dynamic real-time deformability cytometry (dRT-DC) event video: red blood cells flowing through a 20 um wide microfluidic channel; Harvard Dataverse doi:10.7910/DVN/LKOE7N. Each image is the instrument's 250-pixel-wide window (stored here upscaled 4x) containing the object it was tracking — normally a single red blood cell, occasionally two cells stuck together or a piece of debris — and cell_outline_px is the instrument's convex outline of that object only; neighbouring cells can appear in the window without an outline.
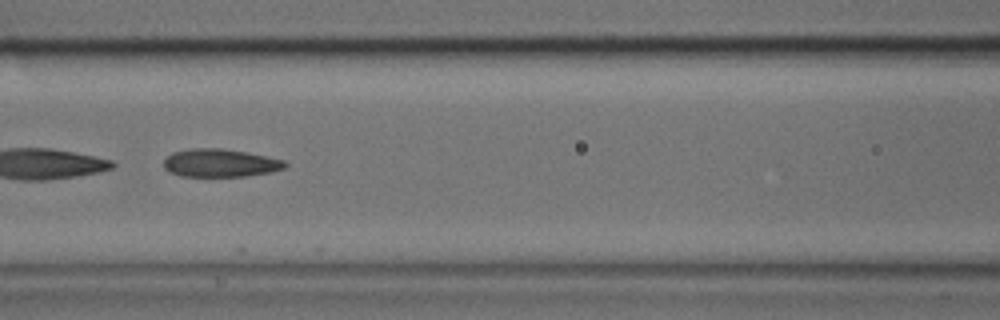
{"species": "common noctule bat (a hibernating species)", "species_latin": "Nyctalus noctula", "temperature_condition": "cold", "stored_images_in_passage": 13, "camera_frame_rate_fps": 3000, "um_per_image_px": 0.085, "animal": {"sex": "male", "body_mass_g": 17.9, "forearm_length_mm": 54.2}, "frame": {"image": 1, "passage_image": 8, "time_ms": 2.333, "image_size_px": [1000, 320], "cell_outline_px": [[288, 164], [284, 168], [272, 172], [244, 176], [180, 176], [168, 172], [164, 168], [164, 160], [172, 152], [192, 148], [220, 148], [248, 152], [284, 160]], "centroid_in_image_um": [18.71, 13.85], "position_along_channel_um": 147.9, "area_um2": 19.88}}